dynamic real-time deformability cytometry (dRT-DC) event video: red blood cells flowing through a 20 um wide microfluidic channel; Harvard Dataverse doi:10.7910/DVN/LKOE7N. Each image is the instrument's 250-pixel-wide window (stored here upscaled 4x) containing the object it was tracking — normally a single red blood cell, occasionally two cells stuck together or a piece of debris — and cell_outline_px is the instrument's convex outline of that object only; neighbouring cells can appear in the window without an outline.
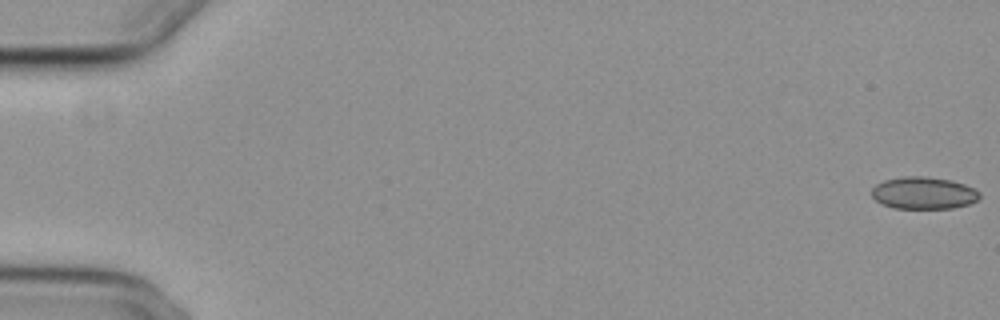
{"species": "common noctule bat (a hibernating species)", "species_latin": "Nyctalus noctula", "temperature_condition": "cold", "stored_images_in_passage": 17, "camera_frame_rate_fps": 3000, "um_per_image_px": 0.085, "animal": {"sex": "female", "body_mass_g": 29.2, "forearm_length_mm": 56.3}, "frame": {"image": 1, "passage_image": 1, "time_ms": 0.0, "image_size_px": [1000, 320], "cell_outline_px": [[980, 196], [976, 200], [968, 204], [952, 208], [896, 208], [884, 204], [876, 200], [872, 196], [872, 188], [876, 184], [884, 180], [904, 176], [924, 176], [952, 180], [964, 184], [980, 192]], "centroid_in_image_um": [78.5, 16.39], "position_along_channel_um": 6.5, "area_um2": 20.06}}
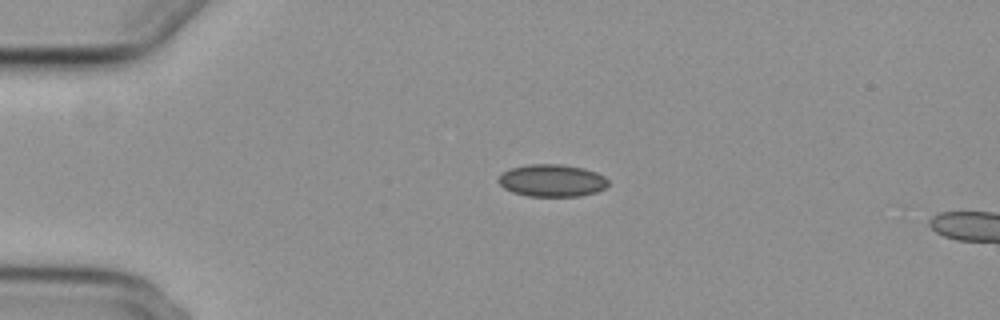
{"frame": {"image": 2, "passage_image": 14, "time_ms": 4.333, "image_size_px": [1000, 320], "cell_outline_px": [[608, 184], [604, 188], [596, 192], [580, 196], [528, 196], [512, 192], [504, 188], [496, 180], [504, 172], [512, 168], [528, 164], [560, 164], [584, 168], [596, 172], [604, 176], [608, 180]], "centroid_in_image_um": [46.92, 15.34], "position_along_channel_um": 38.1, "area_um2": 20.63}}